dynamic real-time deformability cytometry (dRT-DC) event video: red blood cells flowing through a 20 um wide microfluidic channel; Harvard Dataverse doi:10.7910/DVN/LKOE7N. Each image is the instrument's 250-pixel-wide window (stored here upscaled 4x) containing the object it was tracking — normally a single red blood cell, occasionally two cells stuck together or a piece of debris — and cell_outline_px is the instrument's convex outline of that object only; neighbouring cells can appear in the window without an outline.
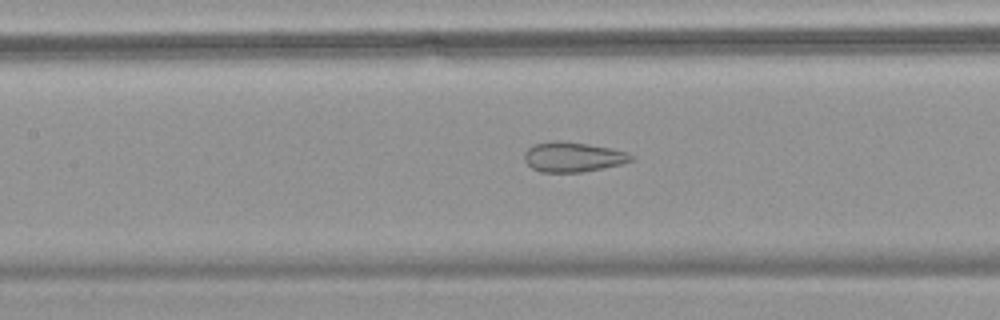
{"species": "common noctule bat (a hibernating species)", "species_latin": "Nyctalus noctula", "temperature_condition": "warm", "stored_images_in_passage": 34, "camera_frame_rate_fps": 3000, "um_per_image_px": 0.085, "animal": {"sex": "female", "body_mass_g": 18.4}, "frame": {"image": 1, "passage_image": 14, "time_ms": 4.333, "image_size_px": [1000, 320], "cell_outline_px": [[632, 160], [620, 164], [580, 172], [540, 172], [532, 168], [524, 160], [524, 152], [532, 144], [556, 140], [564, 140], [588, 144], [628, 152], [632, 156]], "centroid_in_image_um": [48.63, 13.33], "position_along_channel_um": 158.8, "area_um2": 18.5}}
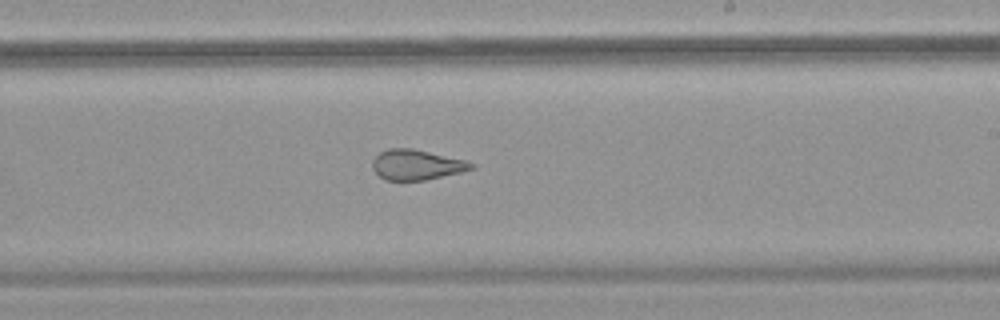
{"frame": {"image": 2, "passage_image": 22, "time_ms": 7.0, "image_size_px": [1000, 320], "cell_outline_px": [[476, 168], [460, 172], [424, 180], [384, 180], [372, 168], [372, 160], [380, 152], [388, 148], [412, 148], [464, 160], [476, 164]], "centroid_in_image_um": [35.39, 14.0], "position_along_channel_um": 253.6, "area_um2": 17.28}}
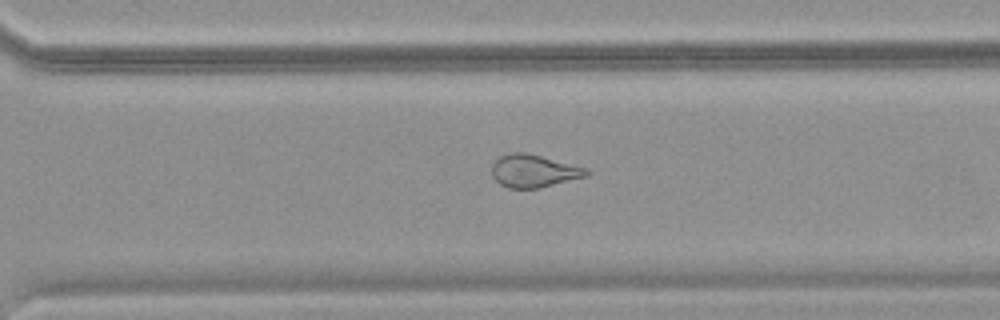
{"frame": {"image": 3, "passage_image": 28, "time_ms": 9.0, "image_size_px": [1000, 320], "cell_outline_px": [[592, 172], [588, 176], [540, 188], [508, 188], [500, 184], [492, 176], [492, 164], [500, 156], [508, 152], [524, 152], [588, 168]], "centroid_in_image_um": [45.39, 14.53], "position_along_channel_um": 325.2, "area_um2": 18.15}}